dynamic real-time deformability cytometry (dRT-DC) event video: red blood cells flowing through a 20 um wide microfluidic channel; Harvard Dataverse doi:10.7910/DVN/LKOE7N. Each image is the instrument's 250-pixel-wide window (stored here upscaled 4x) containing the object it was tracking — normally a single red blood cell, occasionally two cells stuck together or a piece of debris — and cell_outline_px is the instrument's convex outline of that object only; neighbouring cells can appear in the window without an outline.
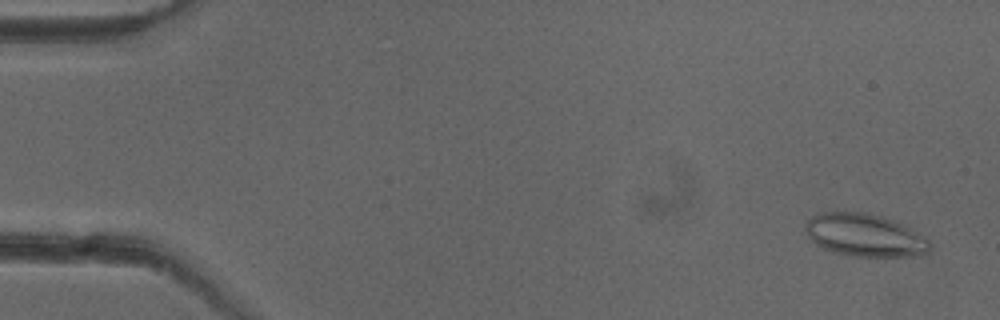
{"species": "common noctule bat (a hibernating species)", "species_latin": "Nyctalus noctula", "temperature_condition": "cold", "stored_images_in_passage": 53, "camera_frame_rate_fps": 3000, "um_per_image_px": 0.085, "animal": {"sex": "female"}, "frame": {"image": 1, "passage_image": 3, "time_ms": 0.667, "image_size_px": [1000, 320], "cell_outline_px": [[932, 244], [928, 252], [908, 256], [852, 256], [832, 252], [820, 248], [808, 236], [804, 228], [804, 224], [812, 216], [820, 212], [864, 212], [880, 216], [904, 224], [928, 236]], "centroid_in_image_um": [73.52, 19.99], "position_along_channel_um": 11.5, "area_um2": 31.33}}
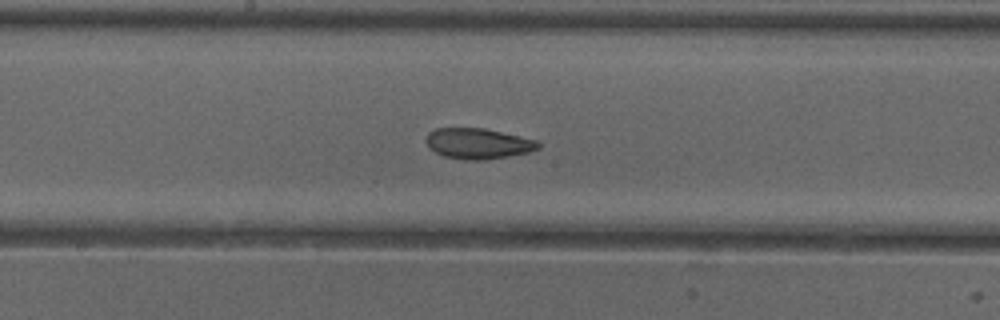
{"frame": {"image": 2, "passage_image": 28, "time_ms": 9.0, "image_size_px": [1000, 320], "cell_outline_px": [[540, 148], [528, 152], [508, 156], [484, 160], [464, 160], [444, 156], [428, 148], [424, 140], [428, 132], [436, 128], [484, 128], [536, 140], [540, 144]], "centroid_in_image_um": [40.58, 12.2], "position_along_channel_um": 207.6, "area_um2": 20.06}}
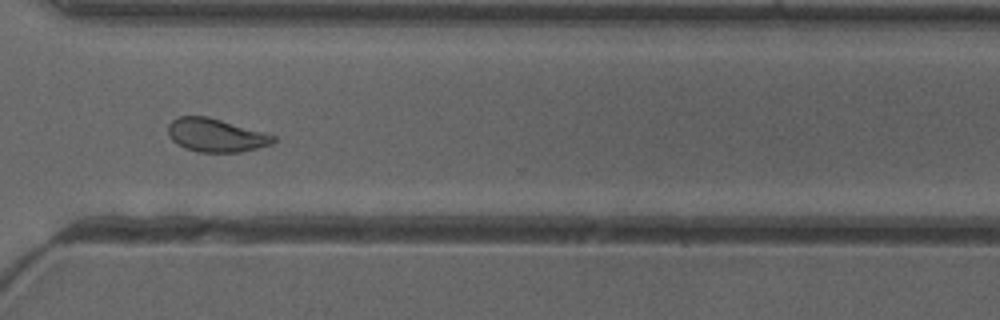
{"frame": {"image": 3, "passage_image": 39, "time_ms": 12.667, "image_size_px": [1000, 320], "cell_outline_px": [[276, 140], [272, 144], [240, 152], [200, 152], [184, 148], [176, 144], [172, 140], [168, 132], [168, 124], [172, 120], [180, 116], [208, 116], [264, 132], [276, 136]], "centroid_in_image_um": [18.34, 11.49], "position_along_channel_um": 352.3, "area_um2": 20.46}, "authors_computed_cell_mechanics": {"area_um2": 21.386, "velocity_mm_per_s": 3.965, "shape_relaxation_time_tau1_ms": null, "shape_relaxation_time_tau2_ms": 1.7407, "deformation_change_tau1": null, "deformation_change_tau2": 0.0864}}